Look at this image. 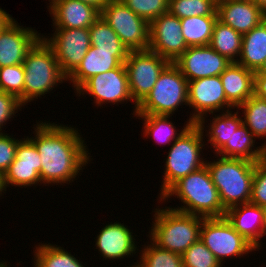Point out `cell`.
I'll list each match as a JSON object with an SVG mask.
<instances>
[{"label": "cell", "mask_w": 266, "mask_h": 267, "mask_svg": "<svg viewBox=\"0 0 266 267\" xmlns=\"http://www.w3.org/2000/svg\"><path fill=\"white\" fill-rule=\"evenodd\" d=\"M217 19L242 35L266 19L265 11L251 0L217 2Z\"/></svg>", "instance_id": "obj_18"}, {"label": "cell", "mask_w": 266, "mask_h": 267, "mask_svg": "<svg viewBox=\"0 0 266 267\" xmlns=\"http://www.w3.org/2000/svg\"><path fill=\"white\" fill-rule=\"evenodd\" d=\"M256 5L260 6L264 11H266V0H251Z\"/></svg>", "instance_id": "obj_45"}, {"label": "cell", "mask_w": 266, "mask_h": 267, "mask_svg": "<svg viewBox=\"0 0 266 267\" xmlns=\"http://www.w3.org/2000/svg\"><path fill=\"white\" fill-rule=\"evenodd\" d=\"M34 129L35 137L29 139L41 158L42 184L63 185L73 182L80 170L84 169L82 167L90 161L89 157H92L76 127L39 121Z\"/></svg>", "instance_id": "obj_1"}, {"label": "cell", "mask_w": 266, "mask_h": 267, "mask_svg": "<svg viewBox=\"0 0 266 267\" xmlns=\"http://www.w3.org/2000/svg\"><path fill=\"white\" fill-rule=\"evenodd\" d=\"M50 1V5L48 7H51L57 0H49Z\"/></svg>", "instance_id": "obj_47"}, {"label": "cell", "mask_w": 266, "mask_h": 267, "mask_svg": "<svg viewBox=\"0 0 266 267\" xmlns=\"http://www.w3.org/2000/svg\"><path fill=\"white\" fill-rule=\"evenodd\" d=\"M152 242V243H151ZM140 250V267H183L182 255L158 247L152 240Z\"/></svg>", "instance_id": "obj_33"}, {"label": "cell", "mask_w": 266, "mask_h": 267, "mask_svg": "<svg viewBox=\"0 0 266 267\" xmlns=\"http://www.w3.org/2000/svg\"><path fill=\"white\" fill-rule=\"evenodd\" d=\"M204 131L194 123L171 144L165 159L166 167L160 197L179 179L205 165L203 157H200V152L205 146Z\"/></svg>", "instance_id": "obj_6"}, {"label": "cell", "mask_w": 266, "mask_h": 267, "mask_svg": "<svg viewBox=\"0 0 266 267\" xmlns=\"http://www.w3.org/2000/svg\"><path fill=\"white\" fill-rule=\"evenodd\" d=\"M170 62L151 50L130 51L124 62L127 74L131 98L135 104L134 115L137 106L147 97L160 73Z\"/></svg>", "instance_id": "obj_9"}, {"label": "cell", "mask_w": 266, "mask_h": 267, "mask_svg": "<svg viewBox=\"0 0 266 267\" xmlns=\"http://www.w3.org/2000/svg\"><path fill=\"white\" fill-rule=\"evenodd\" d=\"M257 73L266 75V59L264 63L262 64L261 68L257 71Z\"/></svg>", "instance_id": "obj_46"}, {"label": "cell", "mask_w": 266, "mask_h": 267, "mask_svg": "<svg viewBox=\"0 0 266 267\" xmlns=\"http://www.w3.org/2000/svg\"><path fill=\"white\" fill-rule=\"evenodd\" d=\"M254 95L266 100V75L254 72Z\"/></svg>", "instance_id": "obj_41"}, {"label": "cell", "mask_w": 266, "mask_h": 267, "mask_svg": "<svg viewBox=\"0 0 266 267\" xmlns=\"http://www.w3.org/2000/svg\"><path fill=\"white\" fill-rule=\"evenodd\" d=\"M216 0H169L168 12L183 19L191 16H217Z\"/></svg>", "instance_id": "obj_34"}, {"label": "cell", "mask_w": 266, "mask_h": 267, "mask_svg": "<svg viewBox=\"0 0 266 267\" xmlns=\"http://www.w3.org/2000/svg\"><path fill=\"white\" fill-rule=\"evenodd\" d=\"M128 226L114 222L106 224L96 237V248L104 259L120 260L136 254L137 245Z\"/></svg>", "instance_id": "obj_20"}, {"label": "cell", "mask_w": 266, "mask_h": 267, "mask_svg": "<svg viewBox=\"0 0 266 267\" xmlns=\"http://www.w3.org/2000/svg\"><path fill=\"white\" fill-rule=\"evenodd\" d=\"M264 208V214H265V224H266V206Z\"/></svg>", "instance_id": "obj_48"}, {"label": "cell", "mask_w": 266, "mask_h": 267, "mask_svg": "<svg viewBox=\"0 0 266 267\" xmlns=\"http://www.w3.org/2000/svg\"><path fill=\"white\" fill-rule=\"evenodd\" d=\"M181 22L169 12L149 24V50L173 63L187 48Z\"/></svg>", "instance_id": "obj_14"}, {"label": "cell", "mask_w": 266, "mask_h": 267, "mask_svg": "<svg viewBox=\"0 0 266 267\" xmlns=\"http://www.w3.org/2000/svg\"><path fill=\"white\" fill-rule=\"evenodd\" d=\"M129 52H105L91 46L76 70L67 78L75 92L91 77L119 67Z\"/></svg>", "instance_id": "obj_21"}, {"label": "cell", "mask_w": 266, "mask_h": 267, "mask_svg": "<svg viewBox=\"0 0 266 267\" xmlns=\"http://www.w3.org/2000/svg\"><path fill=\"white\" fill-rule=\"evenodd\" d=\"M241 108L244 114L243 124L256 138H266V100L252 95L237 109Z\"/></svg>", "instance_id": "obj_32"}, {"label": "cell", "mask_w": 266, "mask_h": 267, "mask_svg": "<svg viewBox=\"0 0 266 267\" xmlns=\"http://www.w3.org/2000/svg\"><path fill=\"white\" fill-rule=\"evenodd\" d=\"M75 93L79 96L82 94L84 95V93L90 96L92 95L94 103L98 105V107L105 103L118 105V103H123L125 101L133 102L129 89L128 74L124 63L113 70L96 74L89 78Z\"/></svg>", "instance_id": "obj_13"}, {"label": "cell", "mask_w": 266, "mask_h": 267, "mask_svg": "<svg viewBox=\"0 0 266 267\" xmlns=\"http://www.w3.org/2000/svg\"><path fill=\"white\" fill-rule=\"evenodd\" d=\"M89 33L91 46L98 47L99 51L130 52L101 15L89 27Z\"/></svg>", "instance_id": "obj_31"}, {"label": "cell", "mask_w": 266, "mask_h": 267, "mask_svg": "<svg viewBox=\"0 0 266 267\" xmlns=\"http://www.w3.org/2000/svg\"><path fill=\"white\" fill-rule=\"evenodd\" d=\"M128 267V266H127ZM130 267H140L137 263H135L134 265L130 266Z\"/></svg>", "instance_id": "obj_49"}, {"label": "cell", "mask_w": 266, "mask_h": 267, "mask_svg": "<svg viewBox=\"0 0 266 267\" xmlns=\"http://www.w3.org/2000/svg\"><path fill=\"white\" fill-rule=\"evenodd\" d=\"M239 111H225L222 114L215 115L212 117V123L210 122V127L207 131V138L210 148H214L215 153H217L226 143L230 141L231 136L243 123V119L238 116Z\"/></svg>", "instance_id": "obj_28"}, {"label": "cell", "mask_w": 266, "mask_h": 267, "mask_svg": "<svg viewBox=\"0 0 266 267\" xmlns=\"http://www.w3.org/2000/svg\"><path fill=\"white\" fill-rule=\"evenodd\" d=\"M101 16L129 51L149 49V24L121 0H109Z\"/></svg>", "instance_id": "obj_10"}, {"label": "cell", "mask_w": 266, "mask_h": 267, "mask_svg": "<svg viewBox=\"0 0 266 267\" xmlns=\"http://www.w3.org/2000/svg\"><path fill=\"white\" fill-rule=\"evenodd\" d=\"M207 161L205 164L226 211L250 201L256 162L221 156L217 161Z\"/></svg>", "instance_id": "obj_4"}, {"label": "cell", "mask_w": 266, "mask_h": 267, "mask_svg": "<svg viewBox=\"0 0 266 267\" xmlns=\"http://www.w3.org/2000/svg\"><path fill=\"white\" fill-rule=\"evenodd\" d=\"M23 106L20 100L14 95L0 91V132L2 131V127L4 128L3 125L7 123L6 121H9V119L15 116L18 110L21 111L20 108Z\"/></svg>", "instance_id": "obj_40"}, {"label": "cell", "mask_w": 266, "mask_h": 267, "mask_svg": "<svg viewBox=\"0 0 266 267\" xmlns=\"http://www.w3.org/2000/svg\"><path fill=\"white\" fill-rule=\"evenodd\" d=\"M134 116L144 121L143 135L153 137L155 142H158L160 145H169V143H172L171 141L174 142L193 124L190 120L186 121L185 126L179 131L180 133H177L174 123L169 120L172 117L171 115L151 114Z\"/></svg>", "instance_id": "obj_26"}, {"label": "cell", "mask_w": 266, "mask_h": 267, "mask_svg": "<svg viewBox=\"0 0 266 267\" xmlns=\"http://www.w3.org/2000/svg\"><path fill=\"white\" fill-rule=\"evenodd\" d=\"M41 37L35 29L24 28L12 18L0 31V68L23 64L28 51Z\"/></svg>", "instance_id": "obj_17"}, {"label": "cell", "mask_w": 266, "mask_h": 267, "mask_svg": "<svg viewBox=\"0 0 266 267\" xmlns=\"http://www.w3.org/2000/svg\"><path fill=\"white\" fill-rule=\"evenodd\" d=\"M183 267H222L213 253L199 239L182 254Z\"/></svg>", "instance_id": "obj_36"}, {"label": "cell", "mask_w": 266, "mask_h": 267, "mask_svg": "<svg viewBox=\"0 0 266 267\" xmlns=\"http://www.w3.org/2000/svg\"><path fill=\"white\" fill-rule=\"evenodd\" d=\"M51 38H42L52 48L62 73L68 78L91 47L89 28H54Z\"/></svg>", "instance_id": "obj_12"}, {"label": "cell", "mask_w": 266, "mask_h": 267, "mask_svg": "<svg viewBox=\"0 0 266 267\" xmlns=\"http://www.w3.org/2000/svg\"><path fill=\"white\" fill-rule=\"evenodd\" d=\"M240 58L236 63L257 72L266 59V19L243 34Z\"/></svg>", "instance_id": "obj_25"}, {"label": "cell", "mask_w": 266, "mask_h": 267, "mask_svg": "<svg viewBox=\"0 0 266 267\" xmlns=\"http://www.w3.org/2000/svg\"><path fill=\"white\" fill-rule=\"evenodd\" d=\"M41 158L36 146L27 138H22L16 149L14 161L4 173L5 186L30 187L42 183L40 178ZM11 184V185H10Z\"/></svg>", "instance_id": "obj_16"}, {"label": "cell", "mask_w": 266, "mask_h": 267, "mask_svg": "<svg viewBox=\"0 0 266 267\" xmlns=\"http://www.w3.org/2000/svg\"><path fill=\"white\" fill-rule=\"evenodd\" d=\"M257 206H266V158L255 165L250 201Z\"/></svg>", "instance_id": "obj_38"}, {"label": "cell", "mask_w": 266, "mask_h": 267, "mask_svg": "<svg viewBox=\"0 0 266 267\" xmlns=\"http://www.w3.org/2000/svg\"><path fill=\"white\" fill-rule=\"evenodd\" d=\"M6 189L7 188L4 183V174L0 172V196H2V193H6L4 192L7 191Z\"/></svg>", "instance_id": "obj_44"}, {"label": "cell", "mask_w": 266, "mask_h": 267, "mask_svg": "<svg viewBox=\"0 0 266 267\" xmlns=\"http://www.w3.org/2000/svg\"><path fill=\"white\" fill-rule=\"evenodd\" d=\"M13 17L8 14L6 11L0 8V31L5 27V25L12 19Z\"/></svg>", "instance_id": "obj_43"}, {"label": "cell", "mask_w": 266, "mask_h": 267, "mask_svg": "<svg viewBox=\"0 0 266 267\" xmlns=\"http://www.w3.org/2000/svg\"><path fill=\"white\" fill-rule=\"evenodd\" d=\"M79 1L89 4L97 8L101 12V10L104 8V6L108 3L109 0H79Z\"/></svg>", "instance_id": "obj_42"}, {"label": "cell", "mask_w": 266, "mask_h": 267, "mask_svg": "<svg viewBox=\"0 0 266 267\" xmlns=\"http://www.w3.org/2000/svg\"><path fill=\"white\" fill-rule=\"evenodd\" d=\"M200 239L222 264L226 257H242L256 248L242 237L227 220L221 218H203Z\"/></svg>", "instance_id": "obj_8"}, {"label": "cell", "mask_w": 266, "mask_h": 267, "mask_svg": "<svg viewBox=\"0 0 266 267\" xmlns=\"http://www.w3.org/2000/svg\"><path fill=\"white\" fill-rule=\"evenodd\" d=\"M25 69L23 64L0 68V91L12 94L24 105Z\"/></svg>", "instance_id": "obj_35"}, {"label": "cell", "mask_w": 266, "mask_h": 267, "mask_svg": "<svg viewBox=\"0 0 266 267\" xmlns=\"http://www.w3.org/2000/svg\"><path fill=\"white\" fill-rule=\"evenodd\" d=\"M183 103L188 106V80L174 63H169L135 115H173Z\"/></svg>", "instance_id": "obj_7"}, {"label": "cell", "mask_w": 266, "mask_h": 267, "mask_svg": "<svg viewBox=\"0 0 266 267\" xmlns=\"http://www.w3.org/2000/svg\"><path fill=\"white\" fill-rule=\"evenodd\" d=\"M227 101L236 109L254 95V72L231 62L220 75Z\"/></svg>", "instance_id": "obj_23"}, {"label": "cell", "mask_w": 266, "mask_h": 267, "mask_svg": "<svg viewBox=\"0 0 266 267\" xmlns=\"http://www.w3.org/2000/svg\"><path fill=\"white\" fill-rule=\"evenodd\" d=\"M149 238L158 247L182 255L200 239L203 217L165 207L156 208Z\"/></svg>", "instance_id": "obj_3"}, {"label": "cell", "mask_w": 266, "mask_h": 267, "mask_svg": "<svg viewBox=\"0 0 266 267\" xmlns=\"http://www.w3.org/2000/svg\"><path fill=\"white\" fill-rule=\"evenodd\" d=\"M188 105L194 109L189 120L201 130L206 128L207 114L234 109L226 99L220 75L188 81Z\"/></svg>", "instance_id": "obj_11"}, {"label": "cell", "mask_w": 266, "mask_h": 267, "mask_svg": "<svg viewBox=\"0 0 266 267\" xmlns=\"http://www.w3.org/2000/svg\"><path fill=\"white\" fill-rule=\"evenodd\" d=\"M173 63L191 81L221 75L231 61L206 45L189 46Z\"/></svg>", "instance_id": "obj_15"}, {"label": "cell", "mask_w": 266, "mask_h": 267, "mask_svg": "<svg viewBox=\"0 0 266 267\" xmlns=\"http://www.w3.org/2000/svg\"><path fill=\"white\" fill-rule=\"evenodd\" d=\"M225 217L234 229L256 249H261L259 240L266 235L264 208L251 202L229 208Z\"/></svg>", "instance_id": "obj_19"}, {"label": "cell", "mask_w": 266, "mask_h": 267, "mask_svg": "<svg viewBox=\"0 0 266 267\" xmlns=\"http://www.w3.org/2000/svg\"><path fill=\"white\" fill-rule=\"evenodd\" d=\"M18 140L6 133L0 132V172L5 173L10 164L14 161L16 149L19 144Z\"/></svg>", "instance_id": "obj_39"}, {"label": "cell", "mask_w": 266, "mask_h": 267, "mask_svg": "<svg viewBox=\"0 0 266 267\" xmlns=\"http://www.w3.org/2000/svg\"><path fill=\"white\" fill-rule=\"evenodd\" d=\"M54 28H89L101 12L79 0H57L48 8Z\"/></svg>", "instance_id": "obj_22"}, {"label": "cell", "mask_w": 266, "mask_h": 267, "mask_svg": "<svg viewBox=\"0 0 266 267\" xmlns=\"http://www.w3.org/2000/svg\"><path fill=\"white\" fill-rule=\"evenodd\" d=\"M148 24L162 14L168 13L169 0H121Z\"/></svg>", "instance_id": "obj_37"}, {"label": "cell", "mask_w": 266, "mask_h": 267, "mask_svg": "<svg viewBox=\"0 0 266 267\" xmlns=\"http://www.w3.org/2000/svg\"><path fill=\"white\" fill-rule=\"evenodd\" d=\"M242 37L241 33L217 19L213 26L209 45L229 61L236 62L241 53Z\"/></svg>", "instance_id": "obj_27"}, {"label": "cell", "mask_w": 266, "mask_h": 267, "mask_svg": "<svg viewBox=\"0 0 266 267\" xmlns=\"http://www.w3.org/2000/svg\"><path fill=\"white\" fill-rule=\"evenodd\" d=\"M217 16H191L180 19L181 31L187 46L210 44Z\"/></svg>", "instance_id": "obj_29"}, {"label": "cell", "mask_w": 266, "mask_h": 267, "mask_svg": "<svg viewBox=\"0 0 266 267\" xmlns=\"http://www.w3.org/2000/svg\"><path fill=\"white\" fill-rule=\"evenodd\" d=\"M35 247L34 267H84L80 260L60 246L41 243Z\"/></svg>", "instance_id": "obj_30"}, {"label": "cell", "mask_w": 266, "mask_h": 267, "mask_svg": "<svg viewBox=\"0 0 266 267\" xmlns=\"http://www.w3.org/2000/svg\"><path fill=\"white\" fill-rule=\"evenodd\" d=\"M24 106L67 81L52 48L41 37L24 58Z\"/></svg>", "instance_id": "obj_5"}, {"label": "cell", "mask_w": 266, "mask_h": 267, "mask_svg": "<svg viewBox=\"0 0 266 267\" xmlns=\"http://www.w3.org/2000/svg\"><path fill=\"white\" fill-rule=\"evenodd\" d=\"M174 195L184 203L181 207L172 208L177 211L203 218H221L226 215L206 164L175 182L159 197V203Z\"/></svg>", "instance_id": "obj_2"}, {"label": "cell", "mask_w": 266, "mask_h": 267, "mask_svg": "<svg viewBox=\"0 0 266 267\" xmlns=\"http://www.w3.org/2000/svg\"><path fill=\"white\" fill-rule=\"evenodd\" d=\"M255 141V136L242 123L233 133L230 141H227L216 155L217 157L240 158L257 163L266 158V140L265 143L258 147L255 146Z\"/></svg>", "instance_id": "obj_24"}]
</instances>
